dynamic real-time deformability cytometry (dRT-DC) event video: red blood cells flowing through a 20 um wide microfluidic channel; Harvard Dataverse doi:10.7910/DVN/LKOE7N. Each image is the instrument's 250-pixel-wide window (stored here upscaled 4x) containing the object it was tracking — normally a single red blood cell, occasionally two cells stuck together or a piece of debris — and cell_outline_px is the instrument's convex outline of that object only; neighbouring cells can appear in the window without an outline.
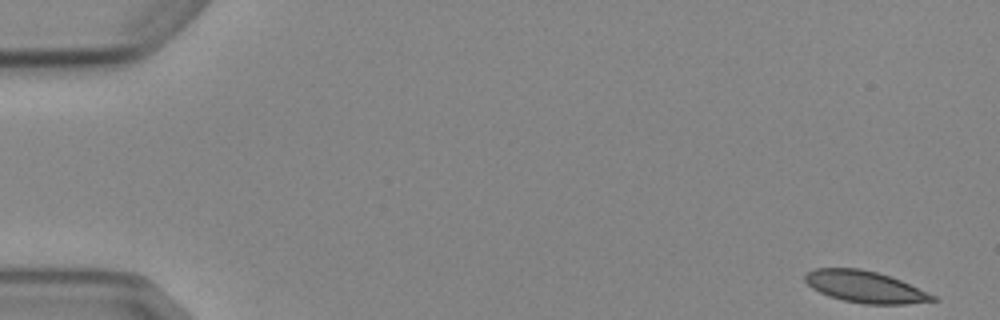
{"species": "Egyptian fruit bat (a non-hibernating species)", "species_latin": "Rousettus aegyptiacus", "temperature_condition": "cold", "stored_images_in_passage": 4, "camera_frame_rate_fps": 3000, "um_per_image_px": 0.085, "animal": {"sex": "female"}, "frame": {"image": 1, "passage_image": 1, "time_ms": 0.0, "image_size_px": [1000, 320], "cell_outline_px": [[940, 300], [908, 304], [864, 304], [844, 300], [828, 296], [812, 288], [804, 280], [804, 276], [808, 272], [816, 268], [860, 268], [876, 272], [900, 280], [936, 296]], "centroid_in_image_um": [73.53, 24.38], "position_along_channel_um": 11.5, "area_um2": 23.41}}
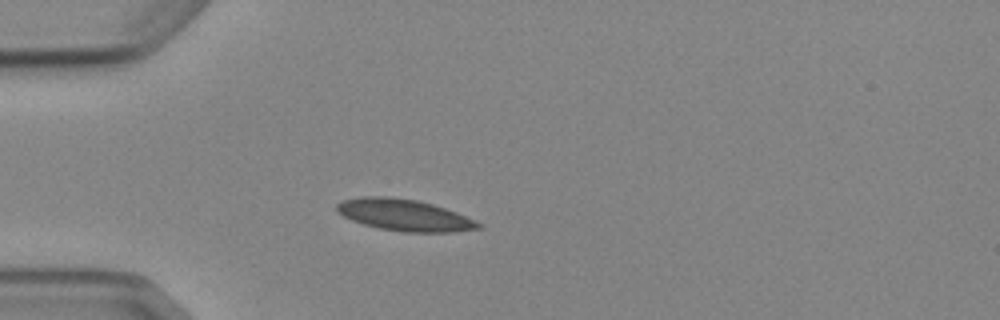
{"frame": {"image": 2, "passage_image": 4, "time_ms": 4.333, "image_size_px": [1000, 320], "cell_outline_px": [[484, 228], [456, 232], [404, 232], [380, 228], [364, 224], [352, 220], [336, 212], [336, 204], [344, 200], [360, 196], [388, 196], [416, 200], [432, 204], [456, 212], [484, 224]], "centroid_in_image_um": [34.4, 18.28], "position_along_channel_um": 50.6, "area_um2": 26.13}}